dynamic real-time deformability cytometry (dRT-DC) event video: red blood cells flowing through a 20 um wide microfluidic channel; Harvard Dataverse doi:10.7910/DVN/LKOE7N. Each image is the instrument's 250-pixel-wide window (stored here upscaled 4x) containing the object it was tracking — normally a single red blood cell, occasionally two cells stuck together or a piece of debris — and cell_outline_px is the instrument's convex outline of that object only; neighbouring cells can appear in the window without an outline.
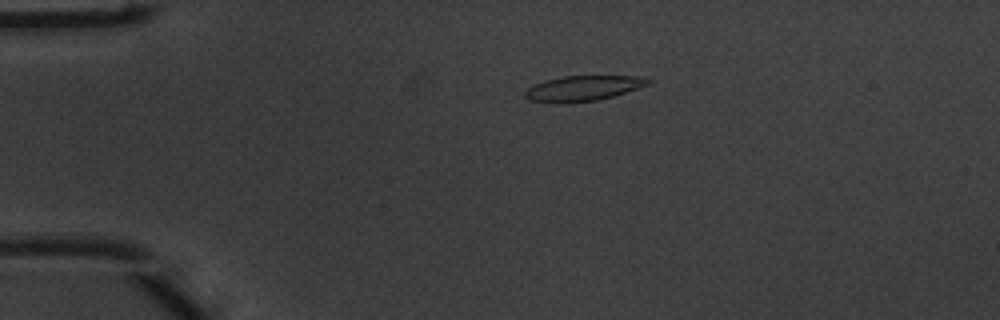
{"species": "common noctule bat (a hibernating species)", "species_latin": "Nyctalus noctula", "temperature_condition": "warm", "stored_images_in_passage": 2, "camera_frame_rate_fps": 3000, "um_per_image_px": 0.085, "animal": {"sex": "male", "body_mass_g": 20.1, "forearm_length_mm": 53.5}, "frame": {"image": 1, "passage_image": 1, "time_ms": 0.0, "image_size_px": [1000, 320], "cell_outline_px": [[652, 80], [648, 84], [612, 96], [596, 100], [556, 104], [532, 100], [524, 96], [524, 92], [528, 88], [536, 84], [548, 80], [564, 76], [640, 76]], "centroid_in_image_um": [49.53, 7.51], "position_along_channel_um": 35.5, "area_um2": 17.74}}